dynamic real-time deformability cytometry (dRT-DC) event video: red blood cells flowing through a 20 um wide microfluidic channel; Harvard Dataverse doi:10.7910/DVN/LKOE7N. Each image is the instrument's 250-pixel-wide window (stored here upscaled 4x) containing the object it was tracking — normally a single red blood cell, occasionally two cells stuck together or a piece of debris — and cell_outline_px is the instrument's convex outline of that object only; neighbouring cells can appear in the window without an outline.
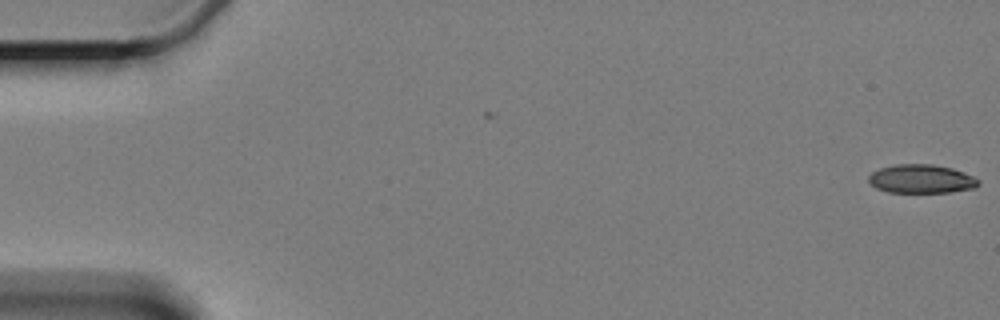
{"species": "Egyptian fruit bat (a non-hibernating species)", "species_latin": "Rousettus aegyptiacus", "temperature_condition": "cold", "stored_images_in_passage": 2, "camera_frame_rate_fps": 3000, "um_per_image_px": 0.085, "animal": {"sex": "female"}, "frame": {"image": 1, "passage_image": 2, "time_ms": 1.333, "image_size_px": [1000, 320], "cell_outline_px": [[980, 184], [972, 188], [948, 192], [888, 192], [876, 188], [868, 180], [868, 176], [872, 172], [880, 168], [896, 164], [932, 164], [952, 168], [972, 176], [980, 180]], "centroid_in_image_um": [78.29, 15.2], "position_along_channel_um": 6.7, "area_um2": 18.21}}